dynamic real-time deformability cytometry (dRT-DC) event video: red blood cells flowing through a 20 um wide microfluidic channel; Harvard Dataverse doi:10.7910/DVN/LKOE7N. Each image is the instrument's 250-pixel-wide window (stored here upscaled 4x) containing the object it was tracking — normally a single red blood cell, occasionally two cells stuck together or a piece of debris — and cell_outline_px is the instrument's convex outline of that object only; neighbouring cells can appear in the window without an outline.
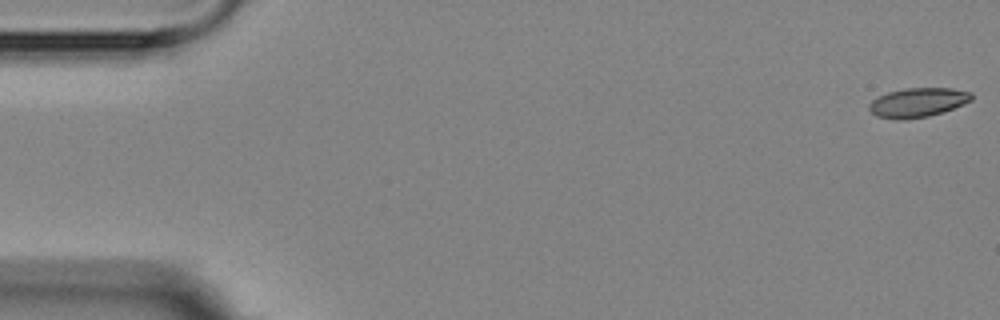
{"species": "Egyptian fruit bat (a non-hibernating species)", "species_latin": "Rousettus aegyptiacus", "temperature_condition": "room temperature", "stored_images_in_passage": 5, "camera_frame_rate_fps": 3000, "um_per_image_px": 0.085, "animal": {"sex": "female"}, "frame": {"image": 1, "passage_image": 1, "time_ms": 0.0, "image_size_px": [1000, 320], "cell_outline_px": [[972, 100], [964, 104], [928, 116], [904, 120], [896, 120], [876, 116], [868, 108], [868, 104], [872, 100], [888, 92], [908, 88], [952, 88], [972, 92]], "centroid_in_image_um": [78.0, 8.71], "position_along_channel_um": 7.0, "area_um2": 17.4}}
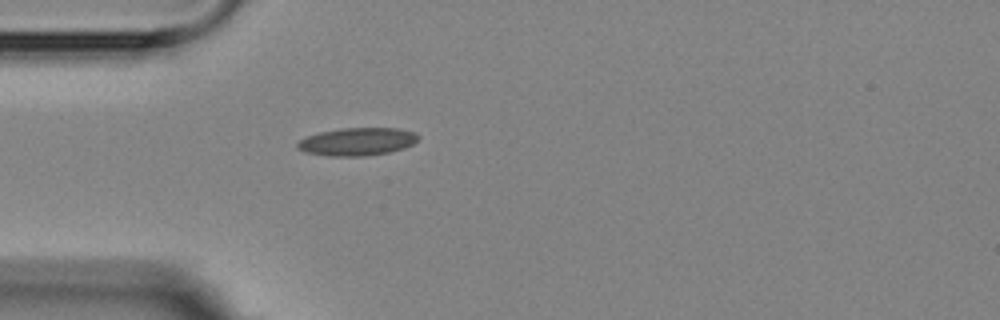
{"frame": {"image": 2, "passage_image": 5, "time_ms": 5.0, "image_size_px": [1000, 320], "cell_outline_px": [[420, 136], [412, 144], [404, 148], [388, 152], [364, 156], [328, 156], [304, 152], [296, 148], [296, 144], [300, 140], [308, 136], [320, 132], [340, 128], [400, 128], [416, 132]], "centroid_in_image_um": [30.36, 12.03], "position_along_channel_um": 54.6, "area_um2": 19.65}}